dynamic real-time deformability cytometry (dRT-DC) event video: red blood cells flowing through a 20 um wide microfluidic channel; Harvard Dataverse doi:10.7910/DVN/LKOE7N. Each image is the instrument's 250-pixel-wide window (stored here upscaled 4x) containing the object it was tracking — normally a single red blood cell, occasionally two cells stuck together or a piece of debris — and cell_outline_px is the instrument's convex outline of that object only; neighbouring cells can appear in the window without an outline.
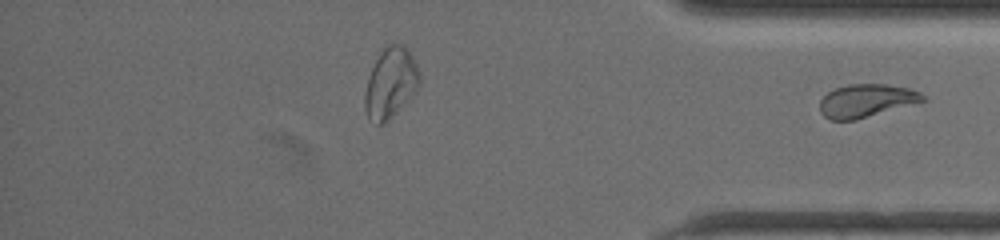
{"species": "common noctule bat (a hibernating species)", "species_latin": "Nyctalus noctula", "temperature_condition": "warm", "stored_images_in_passage": 49, "segment_of_instrument_passage": [2, 2], "camera_frame_rate_fps": 3000, "um_per_image_px": 0.085, "animal": {"sex": "female", "body_mass_g": 19.5, "forearm_length_mm": 54.1}, "frame": {"image": 1, "passage_image": 49, "time_ms": 16.0, "image_size_px": [1000, 240], "cell_outline_px": [[924, 100], [856, 120], [828, 120], [820, 112], [820, 100], [828, 92], [836, 88], [848, 84], [884, 84], [908, 88], [920, 92], [924, 96]], "centroid_in_image_um": [73.57, 8.56], "position_along_channel_um": 361.6, "area_um2": 19.54}}